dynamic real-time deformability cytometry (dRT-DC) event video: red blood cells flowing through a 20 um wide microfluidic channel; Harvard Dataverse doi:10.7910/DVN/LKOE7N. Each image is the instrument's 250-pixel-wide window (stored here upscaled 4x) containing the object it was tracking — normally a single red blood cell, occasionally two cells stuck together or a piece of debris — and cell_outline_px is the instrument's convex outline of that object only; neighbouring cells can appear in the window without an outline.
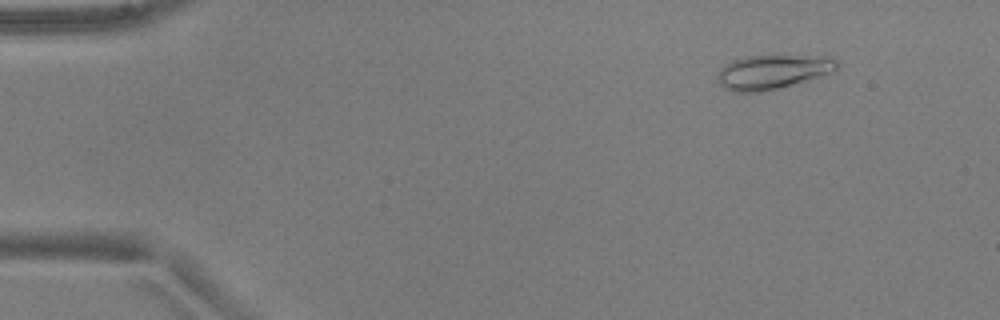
{"species": "common noctule bat (a hibernating species)", "species_latin": "Nyctalus noctula", "temperature_condition": "warm", "stored_images_in_passage": 52, "camera_frame_rate_fps": 3000, "um_per_image_px": 0.085, "animal": {"sex": "male", "body_mass_g": 17.9, "forearm_length_mm": 54.2}, "frame": {"image": 1, "passage_image": 6, "time_ms": 1.667, "image_size_px": [1000, 320], "cell_outline_px": [[840, 64], [832, 72], [776, 88], [760, 92], [732, 92], [724, 88], [716, 80], [720, 68], [732, 60], [748, 56], [836, 56]], "centroid_in_image_um": [65.66, 6.09], "position_along_channel_um": 19.3, "area_um2": 23.64}}
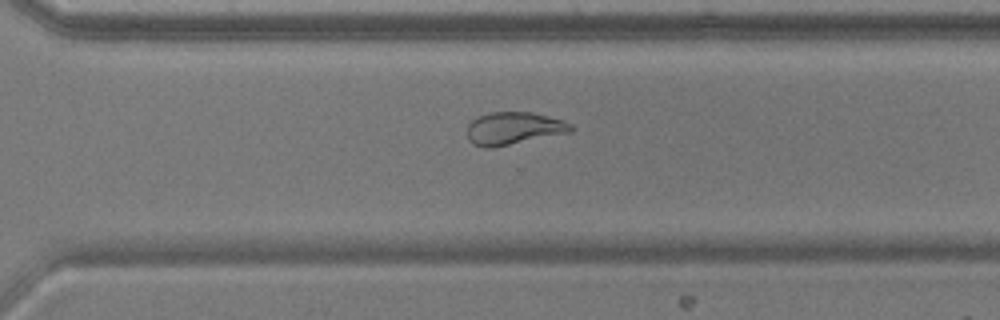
{"frame": {"image": 2, "passage_image": 37, "time_ms": 12.0, "image_size_px": [1000, 320], "cell_outline_px": [[572, 132], [492, 148], [484, 148], [472, 144], [468, 140], [468, 124], [472, 120], [480, 116], [492, 112], [532, 112], [564, 120], [572, 124]], "centroid_in_image_um": [43.67, 10.92], "position_along_channel_um": 326.9, "area_um2": 19.77}}
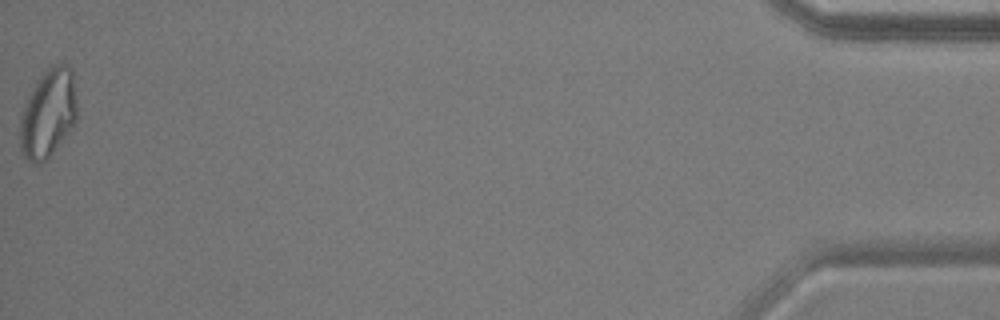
{"frame": {"image": 3, "passage_image": 52, "time_ms": 17.0, "image_size_px": [1000, 320], "cell_outline_px": [[76, 120], [72, 128], [56, 148], [40, 164], [36, 164], [28, 160], [20, 152], [20, 120], [24, 104], [36, 80], [52, 64], [64, 64], [72, 68], [76, 100]], "centroid_in_image_um": [4.08, 9.63], "position_along_channel_um": 431.1, "area_um2": 29.36}, "authors_computed_cell_mechanics": {"area_um2": 22.1085, "velocity_mm_per_s": 3.9162, "shape_relaxation_time_tau1_ms": null, "shape_relaxation_time_tau2_ms": 2.3486, "deformation_change_tau1": null, "deformation_change_tau2": 0.0932}}